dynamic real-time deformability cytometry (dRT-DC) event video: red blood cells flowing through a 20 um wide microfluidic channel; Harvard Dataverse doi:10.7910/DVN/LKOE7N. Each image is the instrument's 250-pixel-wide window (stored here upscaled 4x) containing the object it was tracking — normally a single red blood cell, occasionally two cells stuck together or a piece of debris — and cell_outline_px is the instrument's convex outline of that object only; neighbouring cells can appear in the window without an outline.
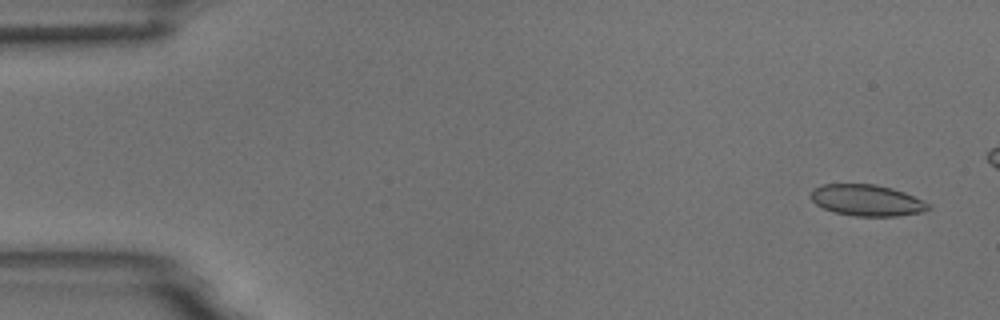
{"species": "common noctule bat (a hibernating species)", "species_latin": "Nyctalus noctula", "temperature_condition": "room temperature", "stored_images_in_passage": 5, "camera_frame_rate_fps": 3000, "um_per_image_px": 0.085, "animal": {"sex": "male", "body_mass_g": 18.8}, "frame": {"image": 1, "passage_image": 1, "time_ms": 0.0, "image_size_px": [1000, 320], "cell_outline_px": [[932, 208], [920, 212], [896, 216], [856, 216], [836, 212], [824, 208], [816, 204], [812, 200], [812, 188], [824, 184], [876, 184], [892, 188], [904, 192], [928, 204]], "centroid_in_image_um": [73.66, 17.02], "position_along_channel_um": 11.3, "area_um2": 21.1}}